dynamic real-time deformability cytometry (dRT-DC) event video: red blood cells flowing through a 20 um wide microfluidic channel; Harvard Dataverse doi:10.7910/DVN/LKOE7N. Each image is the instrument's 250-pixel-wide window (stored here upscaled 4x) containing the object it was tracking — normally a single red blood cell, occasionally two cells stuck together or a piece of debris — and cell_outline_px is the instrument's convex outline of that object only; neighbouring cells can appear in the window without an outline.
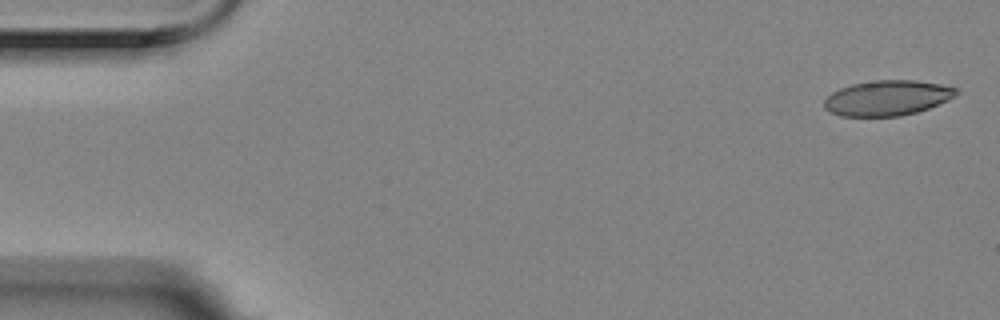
{"species": "Egyptian fruit bat (a non-hibernating species)", "species_latin": "Rousettus aegyptiacus", "temperature_condition": "room temperature", "stored_images_in_passage": 5, "camera_frame_rate_fps": 3000, "um_per_image_px": 0.085, "animal": {"sex": "female"}, "frame": {"image": 1, "passage_image": 1, "time_ms": 0.0, "image_size_px": [1000, 320], "cell_outline_px": [[956, 96], [948, 100], [928, 108], [916, 112], [900, 116], [840, 116], [828, 112], [824, 108], [824, 100], [832, 92], [840, 88], [852, 84], [876, 80], [916, 80], [940, 84], [956, 88]], "centroid_in_image_um": [75.39, 8.33], "position_along_channel_um": 9.6, "area_um2": 27.05}}
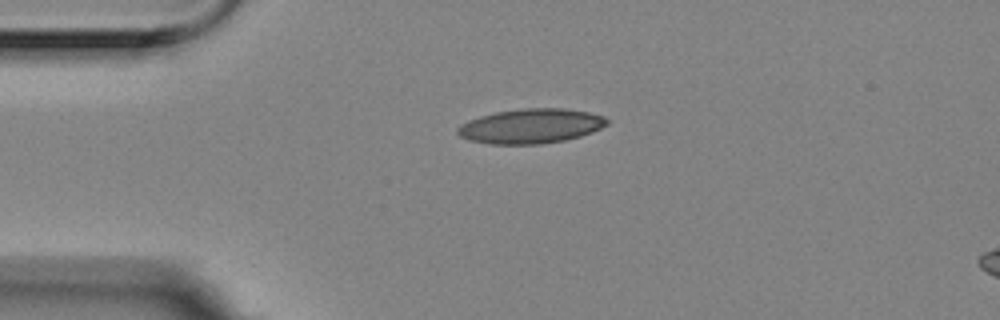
{"frame": {"image": 2, "passage_image": 4, "time_ms": 1.0, "image_size_px": [1000, 320], "cell_outline_px": [[608, 124], [592, 132], [580, 136], [564, 140], [540, 144], [488, 144], [468, 140], [460, 136], [456, 132], [456, 128], [460, 124], [468, 120], [480, 116], [496, 112], [524, 108], [564, 108], [588, 112], [604, 116], [608, 120]], "centroid_in_image_um": [45.09, 10.72], "position_along_channel_um": 39.9, "area_um2": 30.23}}